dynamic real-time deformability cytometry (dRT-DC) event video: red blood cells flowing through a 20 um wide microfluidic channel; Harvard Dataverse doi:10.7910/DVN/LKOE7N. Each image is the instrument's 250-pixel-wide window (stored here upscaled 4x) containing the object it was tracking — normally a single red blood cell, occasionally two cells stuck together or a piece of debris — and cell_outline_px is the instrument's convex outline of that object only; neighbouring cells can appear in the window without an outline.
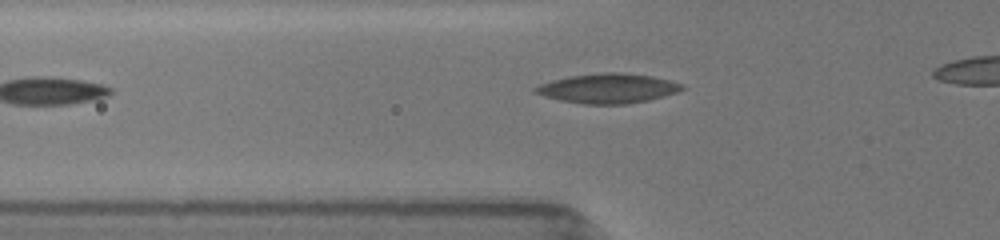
{"species": "common noctule bat (a hibernating species)", "species_latin": "Nyctalus noctula", "temperature_condition": "room temperature", "stored_images_in_passage": 4, "segment_of_instrument_passage": [1, 2], "camera_frame_rate_fps": 3000, "um_per_image_px": 0.085, "animal": {"sex": "female", "body_mass_g": 19.5, "forearm_length_mm": 54.1}, "frame": {"image": 1, "passage_image": 2, "time_ms": 1.333, "image_size_px": [1000, 240], "cell_outline_px": [[684, 88], [676, 92], [664, 96], [648, 100], [628, 104], [584, 104], [560, 100], [544, 96], [532, 92], [532, 88], [540, 84], [552, 80], [568, 76], [604, 72], [620, 72], [652, 76], [684, 84]], "centroid_in_image_um": [51.64, 7.51], "position_along_channel_um": 74.2, "area_um2": 25.37}}
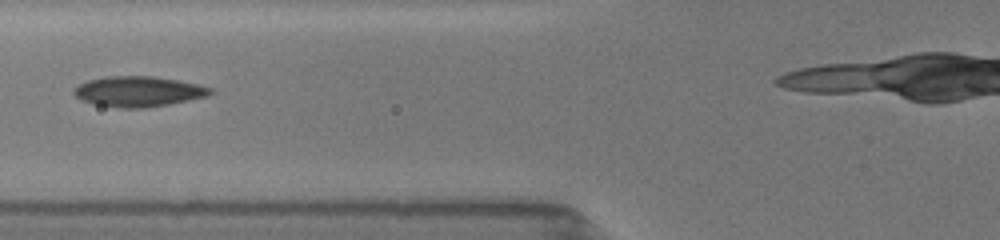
{"frame": {"image": 2, "passage_image": 3, "time_ms": 2.333, "image_size_px": [1000, 240], "cell_outline_px": [[216, 92], [208, 96], [148, 108], [116, 108], [96, 104], [80, 100], [72, 92], [72, 88], [76, 84], [88, 80], [108, 76], [152, 76], [176, 80], [196, 84], [212, 88]], "centroid_in_image_um": [11.72, 7.78], "position_along_channel_um": 114.1, "area_um2": 24.33}}